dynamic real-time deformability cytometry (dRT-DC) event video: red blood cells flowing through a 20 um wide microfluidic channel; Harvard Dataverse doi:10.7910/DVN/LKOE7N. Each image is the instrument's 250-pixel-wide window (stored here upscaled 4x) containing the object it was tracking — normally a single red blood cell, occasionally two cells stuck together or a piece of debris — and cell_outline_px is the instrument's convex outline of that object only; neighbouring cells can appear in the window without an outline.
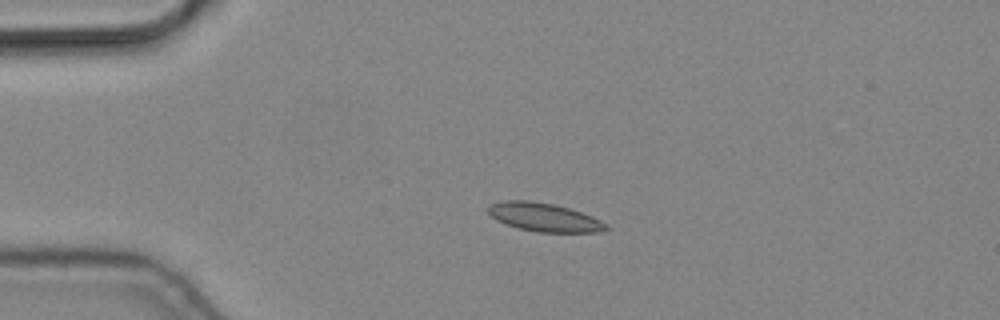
{"species": "common noctule bat (a hibernating species)", "species_latin": "Nyctalus noctula", "temperature_condition": "cold", "stored_images_in_passage": 4, "camera_frame_rate_fps": 3000, "um_per_image_px": 0.085, "animal": {"sex": "male", "body_mass_g": 19.2, "forearm_length_mm": 51.8}, "frame": {"image": 1, "passage_image": 3, "time_ms": 0.667, "image_size_px": [1000, 320], "cell_outline_px": [[608, 228], [600, 232], [536, 232], [520, 228], [496, 220], [488, 212], [488, 208], [492, 204], [504, 200], [528, 200], [552, 204], [568, 208], [592, 216], [608, 224]], "centroid_in_image_um": [46.27, 18.47], "position_along_channel_um": 38.7, "area_um2": 19.31}}